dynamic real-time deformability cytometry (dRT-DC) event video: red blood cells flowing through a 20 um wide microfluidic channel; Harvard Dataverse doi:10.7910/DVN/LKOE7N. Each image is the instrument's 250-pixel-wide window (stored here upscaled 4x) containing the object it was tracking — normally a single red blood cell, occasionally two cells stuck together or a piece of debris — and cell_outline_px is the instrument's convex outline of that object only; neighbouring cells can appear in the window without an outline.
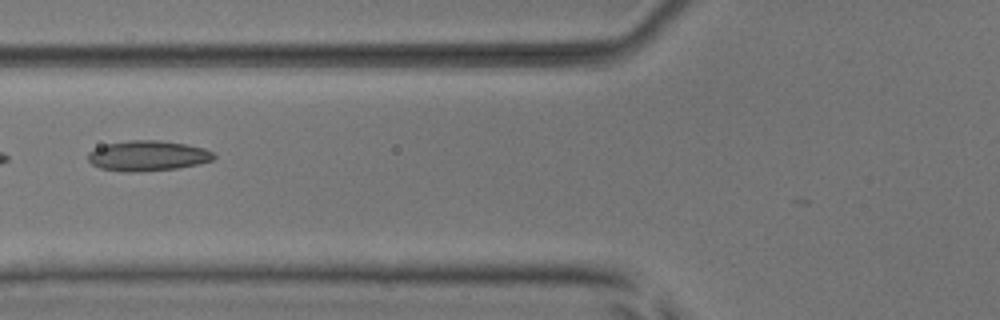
{"species": "common noctule bat (a hibernating species)", "species_latin": "Nyctalus noctula", "temperature_condition": "room temperature", "stored_images_in_passage": 5, "camera_frame_rate_fps": 3000, "um_per_image_px": 0.085, "animal": {"sex": "male", "body_mass_g": 17.9, "forearm_length_mm": 54.2}, "frame": {"image": 1, "passage_image": 5, "time_ms": 4.667, "image_size_px": [1000, 320], "cell_outline_px": [[216, 156], [212, 160], [200, 164], [176, 168], [136, 172], [124, 172], [100, 168], [92, 164], [88, 160], [88, 152], [104, 144], [128, 140], [160, 140], [188, 144], [204, 148], [212, 152]], "centroid_in_image_um": [12.55, 13.23], "position_along_channel_um": 113.2, "area_um2": 22.37}}